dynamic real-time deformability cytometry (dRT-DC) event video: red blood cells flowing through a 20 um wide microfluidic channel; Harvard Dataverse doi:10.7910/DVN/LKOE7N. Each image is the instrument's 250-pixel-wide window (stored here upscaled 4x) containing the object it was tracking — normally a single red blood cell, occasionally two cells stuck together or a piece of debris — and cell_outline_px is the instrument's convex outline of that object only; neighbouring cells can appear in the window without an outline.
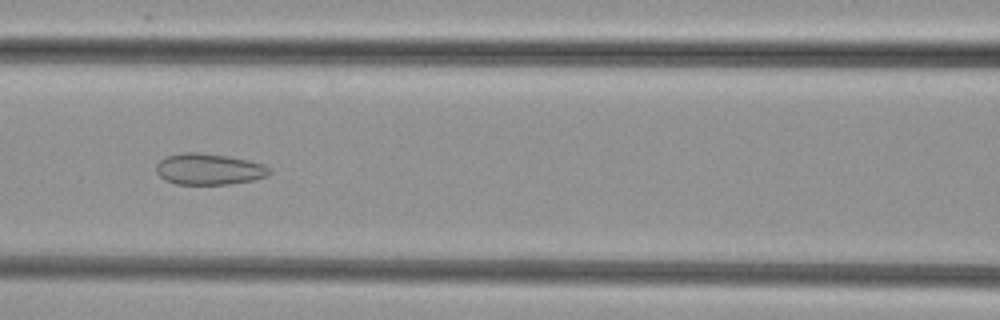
{"species": "common noctule bat (a hibernating species)", "species_latin": "Nyctalus noctula", "temperature_condition": "cold", "stored_images_in_passage": 53, "camera_frame_rate_fps": 3000, "um_per_image_px": 0.085, "animal": {"sex": "female", "body_mass_g": 29.2, "forearm_length_mm": 56.3}, "frame": {"image": 1, "passage_image": 24, "time_ms": 7.667, "image_size_px": [1000, 320], "cell_outline_px": [[272, 172], [268, 176], [252, 180], [228, 184], [176, 184], [164, 180], [156, 172], [156, 164], [160, 160], [168, 156], [184, 152], [196, 152], [228, 156], [248, 160], [264, 164], [272, 168]], "centroid_in_image_um": [17.78, 14.38], "position_along_channel_um": 148.8, "area_um2": 20.69}}
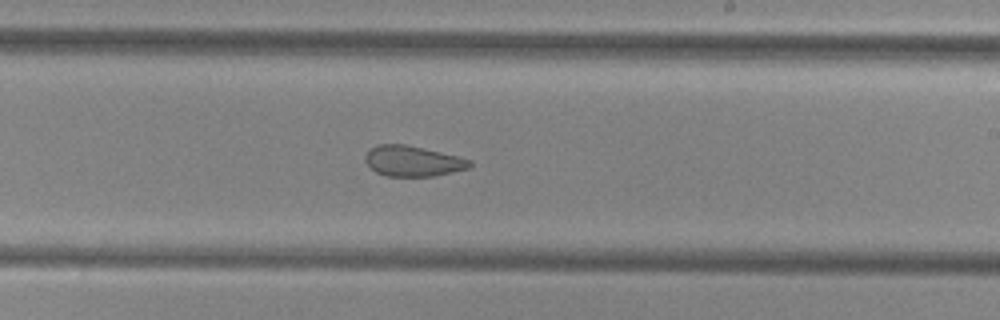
{"frame": {"image": 2, "passage_image": 32, "time_ms": 10.333, "image_size_px": [1000, 320], "cell_outline_px": [[472, 164], [468, 168], [436, 176], [388, 176], [376, 172], [364, 160], [364, 156], [368, 148], [376, 144], [404, 144], [440, 152], [472, 160]], "centroid_in_image_um": [35.05, 13.68], "position_along_channel_um": 254.0, "area_um2": 18.55}}
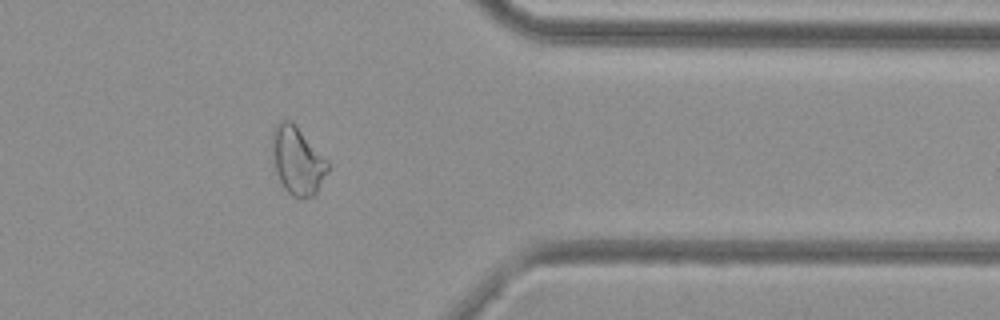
{"frame": {"image": 3, "passage_image": 43, "time_ms": 14.0, "image_size_px": [1000, 320], "cell_outline_px": [[328, 172], [316, 192], [312, 196], [300, 200], [292, 196], [284, 188], [276, 172], [272, 156], [272, 132], [276, 124], [280, 120], [292, 120], [328, 160]], "centroid_in_image_um": [25.28, 13.64], "position_along_channel_um": 386.1, "area_um2": 22.2}}